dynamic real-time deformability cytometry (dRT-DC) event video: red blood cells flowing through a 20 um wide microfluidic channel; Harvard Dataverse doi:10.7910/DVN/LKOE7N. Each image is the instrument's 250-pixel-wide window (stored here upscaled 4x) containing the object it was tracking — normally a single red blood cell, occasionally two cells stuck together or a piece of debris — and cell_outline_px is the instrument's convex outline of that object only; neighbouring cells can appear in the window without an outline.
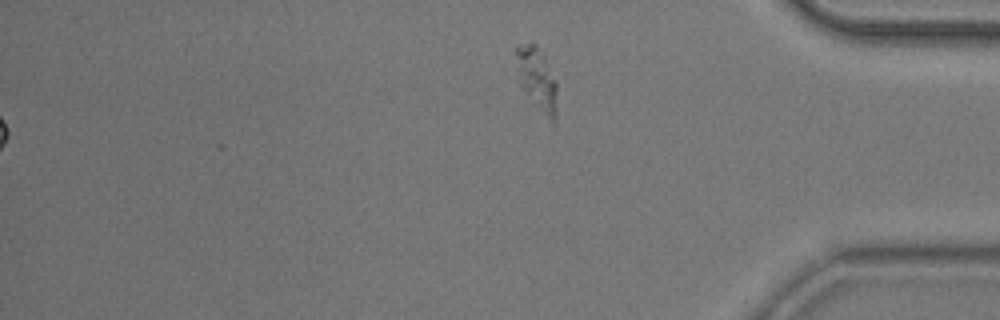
{"species": "common noctule bat (a hibernating species)", "species_latin": "Nyctalus noctula", "temperature_condition": "room temperature", "stored_images_in_passage": 53, "segment_of_instrument_passage": [2, 2], "camera_frame_rate_fps": 3000, "um_per_image_px": 0.085, "animal": {"sex": "male", "body_mass_g": 20.5, "forearm_length_mm": 52.5}, "frame": {"image": 1, "passage_image": 53, "time_ms": 17.333, "image_size_px": [1000, 320], "cell_outline_px": [[556, 124], [548, 116], [516, 80], [516, 48], [520, 44], [536, 44], [544, 52], [556, 80]], "centroid_in_image_um": [45.64, 6.59], "position_along_channel_um": 389.6, "area_um2": 14.68}}